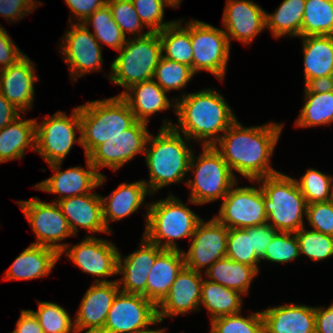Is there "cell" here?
Instances as JSON below:
<instances>
[{"label":"cell","mask_w":333,"mask_h":333,"mask_svg":"<svg viewBox=\"0 0 333 333\" xmlns=\"http://www.w3.org/2000/svg\"><path fill=\"white\" fill-rule=\"evenodd\" d=\"M120 288L116 280L95 283L89 287L74 320L76 333L85 329V333H100L103 330L107 314Z\"/></svg>","instance_id":"d6986e66"},{"label":"cell","mask_w":333,"mask_h":333,"mask_svg":"<svg viewBox=\"0 0 333 333\" xmlns=\"http://www.w3.org/2000/svg\"><path fill=\"white\" fill-rule=\"evenodd\" d=\"M282 132V124L243 127L236 120L220 137L214 147L231 169L250 181L278 173L269 159ZM217 143L220 145L217 146Z\"/></svg>","instance_id":"6da1fadb"},{"label":"cell","mask_w":333,"mask_h":333,"mask_svg":"<svg viewBox=\"0 0 333 333\" xmlns=\"http://www.w3.org/2000/svg\"><path fill=\"white\" fill-rule=\"evenodd\" d=\"M12 333H44L32 310H22Z\"/></svg>","instance_id":"db71d44e"},{"label":"cell","mask_w":333,"mask_h":333,"mask_svg":"<svg viewBox=\"0 0 333 333\" xmlns=\"http://www.w3.org/2000/svg\"><path fill=\"white\" fill-rule=\"evenodd\" d=\"M139 333H160V332H139Z\"/></svg>","instance_id":"94428289"},{"label":"cell","mask_w":333,"mask_h":333,"mask_svg":"<svg viewBox=\"0 0 333 333\" xmlns=\"http://www.w3.org/2000/svg\"><path fill=\"white\" fill-rule=\"evenodd\" d=\"M148 194L150 195V192L141 180L130 184L122 183L110 196L101 197L103 221L107 230L111 232L109 220L117 221L130 216L144 203V198Z\"/></svg>","instance_id":"83f0119b"},{"label":"cell","mask_w":333,"mask_h":333,"mask_svg":"<svg viewBox=\"0 0 333 333\" xmlns=\"http://www.w3.org/2000/svg\"><path fill=\"white\" fill-rule=\"evenodd\" d=\"M292 234H294L292 236ZM300 256L298 239L295 233L277 231L260 260L286 263Z\"/></svg>","instance_id":"bcb514c9"},{"label":"cell","mask_w":333,"mask_h":333,"mask_svg":"<svg viewBox=\"0 0 333 333\" xmlns=\"http://www.w3.org/2000/svg\"><path fill=\"white\" fill-rule=\"evenodd\" d=\"M239 314H230L211 320L210 333H264L261 312L252 313L248 318Z\"/></svg>","instance_id":"7bdbcfd3"},{"label":"cell","mask_w":333,"mask_h":333,"mask_svg":"<svg viewBox=\"0 0 333 333\" xmlns=\"http://www.w3.org/2000/svg\"><path fill=\"white\" fill-rule=\"evenodd\" d=\"M101 197V195L91 192L57 202L74 236L77 235V227H82L92 233H111L103 221Z\"/></svg>","instance_id":"cb8c5ba5"},{"label":"cell","mask_w":333,"mask_h":333,"mask_svg":"<svg viewBox=\"0 0 333 333\" xmlns=\"http://www.w3.org/2000/svg\"><path fill=\"white\" fill-rule=\"evenodd\" d=\"M185 266L183 251L164 249L155 259L146 283V298L158 306Z\"/></svg>","instance_id":"484cf974"},{"label":"cell","mask_w":333,"mask_h":333,"mask_svg":"<svg viewBox=\"0 0 333 333\" xmlns=\"http://www.w3.org/2000/svg\"><path fill=\"white\" fill-rule=\"evenodd\" d=\"M81 146L87 156L96 146L130 128L136 121L127 102L119 95L79 106Z\"/></svg>","instance_id":"277c9868"},{"label":"cell","mask_w":333,"mask_h":333,"mask_svg":"<svg viewBox=\"0 0 333 333\" xmlns=\"http://www.w3.org/2000/svg\"><path fill=\"white\" fill-rule=\"evenodd\" d=\"M88 170L82 167L68 168L60 171L61 162L48 164L55 172L50 178L39 182L34 187L48 193L61 194L59 200L91 193L94 188L102 185L106 178L98 172L86 157Z\"/></svg>","instance_id":"ac0fdd59"},{"label":"cell","mask_w":333,"mask_h":333,"mask_svg":"<svg viewBox=\"0 0 333 333\" xmlns=\"http://www.w3.org/2000/svg\"><path fill=\"white\" fill-rule=\"evenodd\" d=\"M296 182L307 204L327 202L332 198L333 178L316 169H308Z\"/></svg>","instance_id":"b9f144b4"},{"label":"cell","mask_w":333,"mask_h":333,"mask_svg":"<svg viewBox=\"0 0 333 333\" xmlns=\"http://www.w3.org/2000/svg\"><path fill=\"white\" fill-rule=\"evenodd\" d=\"M20 112L0 93V130L18 118Z\"/></svg>","instance_id":"9f6ffc18"},{"label":"cell","mask_w":333,"mask_h":333,"mask_svg":"<svg viewBox=\"0 0 333 333\" xmlns=\"http://www.w3.org/2000/svg\"><path fill=\"white\" fill-rule=\"evenodd\" d=\"M175 102L173 107L178 116V126L166 121L162 127H173L188 141L203 139V146H214L221 137L216 134L226 132L237 120L222 95L210 89L183 94Z\"/></svg>","instance_id":"7a4b0ae2"},{"label":"cell","mask_w":333,"mask_h":333,"mask_svg":"<svg viewBox=\"0 0 333 333\" xmlns=\"http://www.w3.org/2000/svg\"><path fill=\"white\" fill-rule=\"evenodd\" d=\"M82 24L85 26L92 24L94 37L117 51L126 43V36L114 21L108 4L97 9Z\"/></svg>","instance_id":"74e56055"},{"label":"cell","mask_w":333,"mask_h":333,"mask_svg":"<svg viewBox=\"0 0 333 333\" xmlns=\"http://www.w3.org/2000/svg\"><path fill=\"white\" fill-rule=\"evenodd\" d=\"M71 12L77 16V22L83 23L97 9L107 4V0H65ZM82 20V21H81Z\"/></svg>","instance_id":"f5cc1de1"},{"label":"cell","mask_w":333,"mask_h":333,"mask_svg":"<svg viewBox=\"0 0 333 333\" xmlns=\"http://www.w3.org/2000/svg\"><path fill=\"white\" fill-rule=\"evenodd\" d=\"M157 306L141 294L119 291L100 333L161 332L148 326L159 323ZM148 328V329H147Z\"/></svg>","instance_id":"30bf717a"},{"label":"cell","mask_w":333,"mask_h":333,"mask_svg":"<svg viewBox=\"0 0 333 333\" xmlns=\"http://www.w3.org/2000/svg\"><path fill=\"white\" fill-rule=\"evenodd\" d=\"M205 272L210 281L238 291L240 294L248 293L252 280L259 273L255 267L235 262L227 257L217 260Z\"/></svg>","instance_id":"1f68e13d"},{"label":"cell","mask_w":333,"mask_h":333,"mask_svg":"<svg viewBox=\"0 0 333 333\" xmlns=\"http://www.w3.org/2000/svg\"><path fill=\"white\" fill-rule=\"evenodd\" d=\"M164 249L151 243L143 236L141 248L122 259L118 255L117 274H123L118 285H123L120 291L132 294H141L146 298V283L156 257ZM124 260V263H123ZM123 263V264H122Z\"/></svg>","instance_id":"7402d4cb"},{"label":"cell","mask_w":333,"mask_h":333,"mask_svg":"<svg viewBox=\"0 0 333 333\" xmlns=\"http://www.w3.org/2000/svg\"><path fill=\"white\" fill-rule=\"evenodd\" d=\"M192 150L173 127H162L153 137L149 135L145 159L150 179L146 184L150 195L171 183H179L189 171Z\"/></svg>","instance_id":"3957f363"},{"label":"cell","mask_w":333,"mask_h":333,"mask_svg":"<svg viewBox=\"0 0 333 333\" xmlns=\"http://www.w3.org/2000/svg\"><path fill=\"white\" fill-rule=\"evenodd\" d=\"M264 194L267 223L280 232L295 233L304 227L303 214L307 203L297 182L283 173H276L256 180Z\"/></svg>","instance_id":"5b68a950"},{"label":"cell","mask_w":333,"mask_h":333,"mask_svg":"<svg viewBox=\"0 0 333 333\" xmlns=\"http://www.w3.org/2000/svg\"><path fill=\"white\" fill-rule=\"evenodd\" d=\"M242 297L238 291L221 284L204 280L201 287L200 304L210 312V320L230 314L240 313Z\"/></svg>","instance_id":"d6a6232c"},{"label":"cell","mask_w":333,"mask_h":333,"mask_svg":"<svg viewBox=\"0 0 333 333\" xmlns=\"http://www.w3.org/2000/svg\"><path fill=\"white\" fill-rule=\"evenodd\" d=\"M34 65L25 55L14 65L0 70V93L21 112L30 109L34 98Z\"/></svg>","instance_id":"603a6c76"},{"label":"cell","mask_w":333,"mask_h":333,"mask_svg":"<svg viewBox=\"0 0 333 333\" xmlns=\"http://www.w3.org/2000/svg\"><path fill=\"white\" fill-rule=\"evenodd\" d=\"M264 333H315V308L281 305L261 311Z\"/></svg>","instance_id":"d4e9b609"},{"label":"cell","mask_w":333,"mask_h":333,"mask_svg":"<svg viewBox=\"0 0 333 333\" xmlns=\"http://www.w3.org/2000/svg\"><path fill=\"white\" fill-rule=\"evenodd\" d=\"M333 36V0H306L302 37Z\"/></svg>","instance_id":"d590c367"},{"label":"cell","mask_w":333,"mask_h":333,"mask_svg":"<svg viewBox=\"0 0 333 333\" xmlns=\"http://www.w3.org/2000/svg\"><path fill=\"white\" fill-rule=\"evenodd\" d=\"M194 72L191 67L183 63L169 60L161 56L153 79L164 91L169 92L170 90H179L184 88L187 83L194 76Z\"/></svg>","instance_id":"f35d334b"},{"label":"cell","mask_w":333,"mask_h":333,"mask_svg":"<svg viewBox=\"0 0 333 333\" xmlns=\"http://www.w3.org/2000/svg\"><path fill=\"white\" fill-rule=\"evenodd\" d=\"M276 232L277 230L268 223L252 227V250L259 259L265 255Z\"/></svg>","instance_id":"816d5d0a"},{"label":"cell","mask_w":333,"mask_h":333,"mask_svg":"<svg viewBox=\"0 0 333 333\" xmlns=\"http://www.w3.org/2000/svg\"><path fill=\"white\" fill-rule=\"evenodd\" d=\"M193 72L206 70L224 80L230 53L225 32L199 20L190 21Z\"/></svg>","instance_id":"8fae6325"},{"label":"cell","mask_w":333,"mask_h":333,"mask_svg":"<svg viewBox=\"0 0 333 333\" xmlns=\"http://www.w3.org/2000/svg\"><path fill=\"white\" fill-rule=\"evenodd\" d=\"M35 122V151L48 164L62 163L74 143L81 145V137L76 138L75 130L81 132L79 106L73 109L70 117L57 111L53 117L44 118L41 124Z\"/></svg>","instance_id":"9c48e42d"},{"label":"cell","mask_w":333,"mask_h":333,"mask_svg":"<svg viewBox=\"0 0 333 333\" xmlns=\"http://www.w3.org/2000/svg\"><path fill=\"white\" fill-rule=\"evenodd\" d=\"M38 305V310L32 312L44 333H76L74 323L63 307L51 302H39Z\"/></svg>","instance_id":"60d3db41"},{"label":"cell","mask_w":333,"mask_h":333,"mask_svg":"<svg viewBox=\"0 0 333 333\" xmlns=\"http://www.w3.org/2000/svg\"><path fill=\"white\" fill-rule=\"evenodd\" d=\"M333 91V75L313 78L305 84V93H326Z\"/></svg>","instance_id":"6f0895ef"},{"label":"cell","mask_w":333,"mask_h":333,"mask_svg":"<svg viewBox=\"0 0 333 333\" xmlns=\"http://www.w3.org/2000/svg\"><path fill=\"white\" fill-rule=\"evenodd\" d=\"M165 1L173 8L177 7L181 2V0H165Z\"/></svg>","instance_id":"680465c9"},{"label":"cell","mask_w":333,"mask_h":333,"mask_svg":"<svg viewBox=\"0 0 333 333\" xmlns=\"http://www.w3.org/2000/svg\"><path fill=\"white\" fill-rule=\"evenodd\" d=\"M60 258L55 249L31 244L12 263L5 273L6 280H30L50 274Z\"/></svg>","instance_id":"4316f807"},{"label":"cell","mask_w":333,"mask_h":333,"mask_svg":"<svg viewBox=\"0 0 333 333\" xmlns=\"http://www.w3.org/2000/svg\"><path fill=\"white\" fill-rule=\"evenodd\" d=\"M305 105L296 121L298 127L327 125L333 121V91L305 93Z\"/></svg>","instance_id":"8d00e7d4"},{"label":"cell","mask_w":333,"mask_h":333,"mask_svg":"<svg viewBox=\"0 0 333 333\" xmlns=\"http://www.w3.org/2000/svg\"><path fill=\"white\" fill-rule=\"evenodd\" d=\"M315 333H333V303L326 309L315 307Z\"/></svg>","instance_id":"11a10c76"},{"label":"cell","mask_w":333,"mask_h":333,"mask_svg":"<svg viewBox=\"0 0 333 333\" xmlns=\"http://www.w3.org/2000/svg\"><path fill=\"white\" fill-rule=\"evenodd\" d=\"M135 10L150 32H159L165 27L172 25L175 21L164 22V6L171 7L165 0H132Z\"/></svg>","instance_id":"7dc6e473"},{"label":"cell","mask_w":333,"mask_h":333,"mask_svg":"<svg viewBox=\"0 0 333 333\" xmlns=\"http://www.w3.org/2000/svg\"><path fill=\"white\" fill-rule=\"evenodd\" d=\"M306 0H283L272 14H265L266 28H269L275 38L282 35L301 36L302 20Z\"/></svg>","instance_id":"836d02e7"},{"label":"cell","mask_w":333,"mask_h":333,"mask_svg":"<svg viewBox=\"0 0 333 333\" xmlns=\"http://www.w3.org/2000/svg\"><path fill=\"white\" fill-rule=\"evenodd\" d=\"M226 257L235 262L255 267L259 271L257 263L261 260L252 250V227L229 229Z\"/></svg>","instance_id":"ab89813d"},{"label":"cell","mask_w":333,"mask_h":333,"mask_svg":"<svg viewBox=\"0 0 333 333\" xmlns=\"http://www.w3.org/2000/svg\"><path fill=\"white\" fill-rule=\"evenodd\" d=\"M305 84L313 79L333 75V36H304Z\"/></svg>","instance_id":"f546056e"},{"label":"cell","mask_w":333,"mask_h":333,"mask_svg":"<svg viewBox=\"0 0 333 333\" xmlns=\"http://www.w3.org/2000/svg\"><path fill=\"white\" fill-rule=\"evenodd\" d=\"M14 43L0 26V70L14 65L25 56Z\"/></svg>","instance_id":"f907efd6"},{"label":"cell","mask_w":333,"mask_h":333,"mask_svg":"<svg viewBox=\"0 0 333 333\" xmlns=\"http://www.w3.org/2000/svg\"><path fill=\"white\" fill-rule=\"evenodd\" d=\"M266 12L250 0H227L222 23L228 38L250 44L266 28Z\"/></svg>","instance_id":"ffe728a7"},{"label":"cell","mask_w":333,"mask_h":333,"mask_svg":"<svg viewBox=\"0 0 333 333\" xmlns=\"http://www.w3.org/2000/svg\"><path fill=\"white\" fill-rule=\"evenodd\" d=\"M111 63L110 81L126 88L153 79L155 68L163 55L158 32L127 39Z\"/></svg>","instance_id":"52a82bcc"},{"label":"cell","mask_w":333,"mask_h":333,"mask_svg":"<svg viewBox=\"0 0 333 333\" xmlns=\"http://www.w3.org/2000/svg\"><path fill=\"white\" fill-rule=\"evenodd\" d=\"M235 186L236 183L223 198L219 215L215 218L228 229L267 223L262 188Z\"/></svg>","instance_id":"4fadbf2b"},{"label":"cell","mask_w":333,"mask_h":333,"mask_svg":"<svg viewBox=\"0 0 333 333\" xmlns=\"http://www.w3.org/2000/svg\"><path fill=\"white\" fill-rule=\"evenodd\" d=\"M331 201L333 202V183H332V198Z\"/></svg>","instance_id":"91938a15"},{"label":"cell","mask_w":333,"mask_h":333,"mask_svg":"<svg viewBox=\"0 0 333 333\" xmlns=\"http://www.w3.org/2000/svg\"><path fill=\"white\" fill-rule=\"evenodd\" d=\"M66 251V256L72 260L83 272L102 277L95 283H109L106 277L117 274L118 249L111 242L96 237L87 236L78 245H68L60 253Z\"/></svg>","instance_id":"2e32d148"},{"label":"cell","mask_w":333,"mask_h":333,"mask_svg":"<svg viewBox=\"0 0 333 333\" xmlns=\"http://www.w3.org/2000/svg\"><path fill=\"white\" fill-rule=\"evenodd\" d=\"M70 24H72L71 30L65 32L61 52L65 55L64 60L70 70L69 73L76 81L86 73L101 70L102 45L84 24L74 22Z\"/></svg>","instance_id":"e0dca14e"},{"label":"cell","mask_w":333,"mask_h":333,"mask_svg":"<svg viewBox=\"0 0 333 333\" xmlns=\"http://www.w3.org/2000/svg\"><path fill=\"white\" fill-rule=\"evenodd\" d=\"M300 254H305L313 261H320L333 256V237L302 227L295 232Z\"/></svg>","instance_id":"ee69618b"},{"label":"cell","mask_w":333,"mask_h":333,"mask_svg":"<svg viewBox=\"0 0 333 333\" xmlns=\"http://www.w3.org/2000/svg\"><path fill=\"white\" fill-rule=\"evenodd\" d=\"M18 205L36 235L37 241L32 244L50 247L61 253L67 244L57 242L74 234L59 205L56 202H42L38 197H31L28 201L20 200Z\"/></svg>","instance_id":"7c38bea8"},{"label":"cell","mask_w":333,"mask_h":333,"mask_svg":"<svg viewBox=\"0 0 333 333\" xmlns=\"http://www.w3.org/2000/svg\"><path fill=\"white\" fill-rule=\"evenodd\" d=\"M228 232L215 217L208 222L202 219L191 237L188 252L183 251L185 266L201 272V268L206 266L208 270L217 260L226 257Z\"/></svg>","instance_id":"9a60e30c"},{"label":"cell","mask_w":333,"mask_h":333,"mask_svg":"<svg viewBox=\"0 0 333 333\" xmlns=\"http://www.w3.org/2000/svg\"><path fill=\"white\" fill-rule=\"evenodd\" d=\"M38 4L37 0H0V15L7 20L16 21L30 14Z\"/></svg>","instance_id":"681fc988"},{"label":"cell","mask_w":333,"mask_h":333,"mask_svg":"<svg viewBox=\"0 0 333 333\" xmlns=\"http://www.w3.org/2000/svg\"><path fill=\"white\" fill-rule=\"evenodd\" d=\"M107 4L110 7L114 21L125 36L126 31L135 35V37H144L150 33V31L142 32L144 24L141 22L132 0H107ZM139 32L141 33L138 34Z\"/></svg>","instance_id":"f6af8a7d"},{"label":"cell","mask_w":333,"mask_h":333,"mask_svg":"<svg viewBox=\"0 0 333 333\" xmlns=\"http://www.w3.org/2000/svg\"><path fill=\"white\" fill-rule=\"evenodd\" d=\"M147 210L144 237L162 249L178 250L174 240L183 237L191 240L202 220L172 194L148 204Z\"/></svg>","instance_id":"8992f818"},{"label":"cell","mask_w":333,"mask_h":333,"mask_svg":"<svg viewBox=\"0 0 333 333\" xmlns=\"http://www.w3.org/2000/svg\"><path fill=\"white\" fill-rule=\"evenodd\" d=\"M202 272L184 266L171 285L168 295L157 306L158 321L163 318L197 311L200 305Z\"/></svg>","instance_id":"44dd1931"},{"label":"cell","mask_w":333,"mask_h":333,"mask_svg":"<svg viewBox=\"0 0 333 333\" xmlns=\"http://www.w3.org/2000/svg\"><path fill=\"white\" fill-rule=\"evenodd\" d=\"M119 96L127 102L137 121L144 123L149 122L150 115L171 107L166 91L154 79L135 84Z\"/></svg>","instance_id":"f1b7e54d"},{"label":"cell","mask_w":333,"mask_h":333,"mask_svg":"<svg viewBox=\"0 0 333 333\" xmlns=\"http://www.w3.org/2000/svg\"><path fill=\"white\" fill-rule=\"evenodd\" d=\"M194 158L192 153L189 171L193 170L195 179L186 181L191 189L189 202L202 205L224 198L237 181L222 155L214 146H203L201 156Z\"/></svg>","instance_id":"ba28073f"},{"label":"cell","mask_w":333,"mask_h":333,"mask_svg":"<svg viewBox=\"0 0 333 333\" xmlns=\"http://www.w3.org/2000/svg\"><path fill=\"white\" fill-rule=\"evenodd\" d=\"M180 21L175 22L159 31V37L162 43V52H166L163 57L183 63L191 67L193 71V51L190 38V22L187 27H182Z\"/></svg>","instance_id":"e575fe53"},{"label":"cell","mask_w":333,"mask_h":333,"mask_svg":"<svg viewBox=\"0 0 333 333\" xmlns=\"http://www.w3.org/2000/svg\"><path fill=\"white\" fill-rule=\"evenodd\" d=\"M147 123L136 121L130 128L96 146L86 157L98 171L109 167L117 171L138 153L145 152L149 137Z\"/></svg>","instance_id":"5bb4252c"},{"label":"cell","mask_w":333,"mask_h":333,"mask_svg":"<svg viewBox=\"0 0 333 333\" xmlns=\"http://www.w3.org/2000/svg\"><path fill=\"white\" fill-rule=\"evenodd\" d=\"M35 121L19 116L0 130V164L21 159L29 146L35 151Z\"/></svg>","instance_id":"4dcf8cb0"},{"label":"cell","mask_w":333,"mask_h":333,"mask_svg":"<svg viewBox=\"0 0 333 333\" xmlns=\"http://www.w3.org/2000/svg\"><path fill=\"white\" fill-rule=\"evenodd\" d=\"M306 217L313 228L333 237V202H314L307 204Z\"/></svg>","instance_id":"c3c4849f"}]
</instances>
